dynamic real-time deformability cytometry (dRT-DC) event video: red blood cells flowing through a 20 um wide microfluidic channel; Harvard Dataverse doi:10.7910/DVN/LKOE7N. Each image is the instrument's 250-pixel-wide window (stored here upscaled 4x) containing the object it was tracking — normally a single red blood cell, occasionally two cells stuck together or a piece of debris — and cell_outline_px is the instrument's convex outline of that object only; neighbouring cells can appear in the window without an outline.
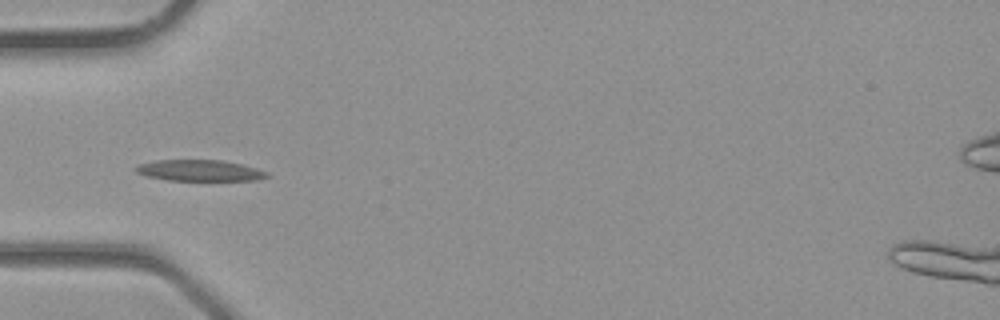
{"species": "common noctule bat (a hibernating species)", "species_latin": "Nyctalus noctula", "temperature_condition": "room temperature", "stored_images_in_passage": 36, "camera_frame_rate_fps": 3000, "um_per_image_px": 0.085, "animal": {"sex": "male", "body_mass_g": 23.1, "forearm_length_mm": 52.7}, "frame": {"image": 1, "passage_image": 10, "time_ms": 3.0, "image_size_px": [1000, 320], "cell_outline_px": [[268, 176], [256, 180], [168, 180], [144, 176], [136, 172], [136, 168], [140, 164], [156, 160], [220, 160], [240, 164], [256, 168], [268, 172]], "centroid_in_image_um": [16.95, 14.49], "position_along_channel_um": 68.1, "area_um2": 15.95}}
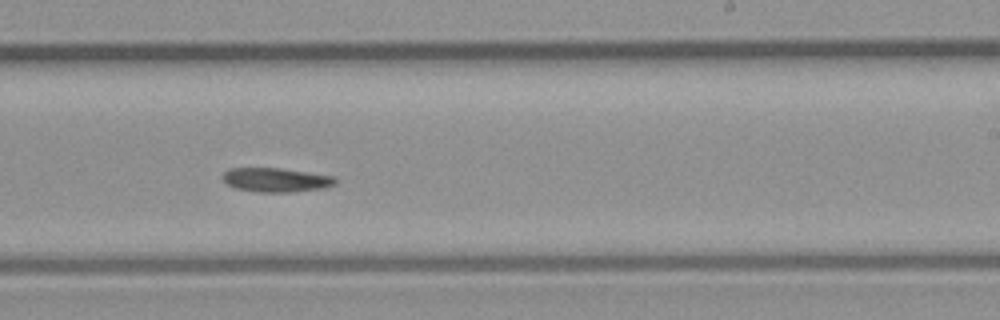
{"frame": {"image": 2, "passage_image": 21, "time_ms": 6.667, "image_size_px": [1000, 320], "cell_outline_px": [[336, 184], [324, 188], [288, 192], [260, 192], [236, 188], [228, 184], [220, 176], [228, 168], [280, 168], [336, 176]], "centroid_in_image_um": [23.47, 15.28], "position_along_channel_um": 265.5, "area_um2": 15.84}}
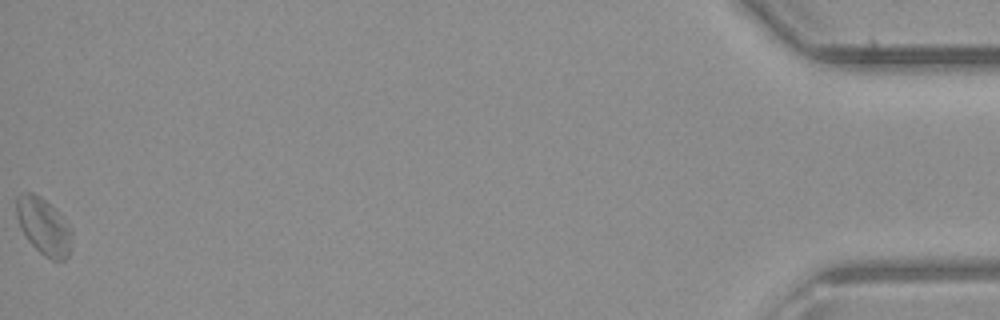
{"frame": {"image": 3, "passage_image": 36, "time_ms": 11.667, "image_size_px": [1000, 320], "cell_outline_px": [[72, 248], [68, 256], [64, 260], [52, 260], [44, 256], [28, 240], [20, 228], [16, 216], [16, 196], [20, 192], [32, 192], [40, 196], [72, 228]], "centroid_in_image_um": [3.7, 19.25], "position_along_channel_um": 431.5, "area_um2": 18.32}}